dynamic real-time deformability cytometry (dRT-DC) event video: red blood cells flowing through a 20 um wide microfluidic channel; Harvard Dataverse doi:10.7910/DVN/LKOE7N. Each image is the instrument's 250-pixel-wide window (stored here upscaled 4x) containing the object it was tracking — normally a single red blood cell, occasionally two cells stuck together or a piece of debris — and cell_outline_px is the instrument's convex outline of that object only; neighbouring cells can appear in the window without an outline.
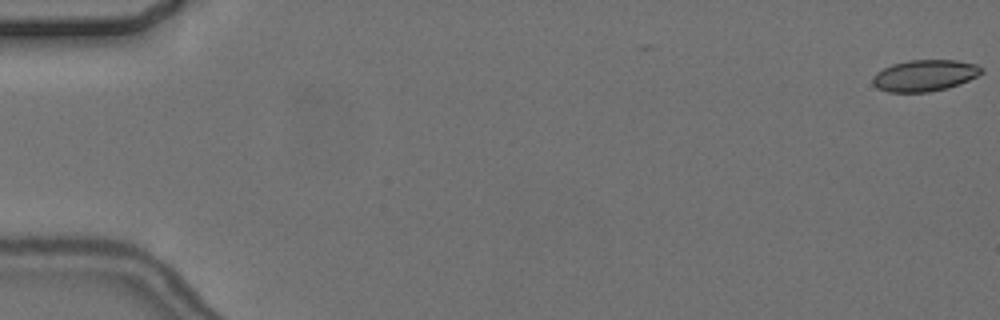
{"species": "common noctule bat (a hibernating species)", "species_latin": "Nyctalus noctula", "temperature_condition": "cold", "stored_images_in_passage": 3, "camera_frame_rate_fps": 3000, "um_per_image_px": 0.085, "animal": {"sex": "female", "body_mass_g": 24.6, "forearm_length_mm": 56.2}, "frame": {"image": 1, "passage_image": 1, "time_ms": 0.0, "image_size_px": [1000, 320], "cell_outline_px": [[984, 72], [960, 84], [948, 88], [928, 92], [888, 92], [876, 88], [872, 84], [872, 80], [876, 72], [892, 64], [908, 60], [956, 60], [976, 64], [984, 68]], "centroid_in_image_um": [78.6, 6.42], "position_along_channel_um": 6.4, "area_um2": 20.06}}